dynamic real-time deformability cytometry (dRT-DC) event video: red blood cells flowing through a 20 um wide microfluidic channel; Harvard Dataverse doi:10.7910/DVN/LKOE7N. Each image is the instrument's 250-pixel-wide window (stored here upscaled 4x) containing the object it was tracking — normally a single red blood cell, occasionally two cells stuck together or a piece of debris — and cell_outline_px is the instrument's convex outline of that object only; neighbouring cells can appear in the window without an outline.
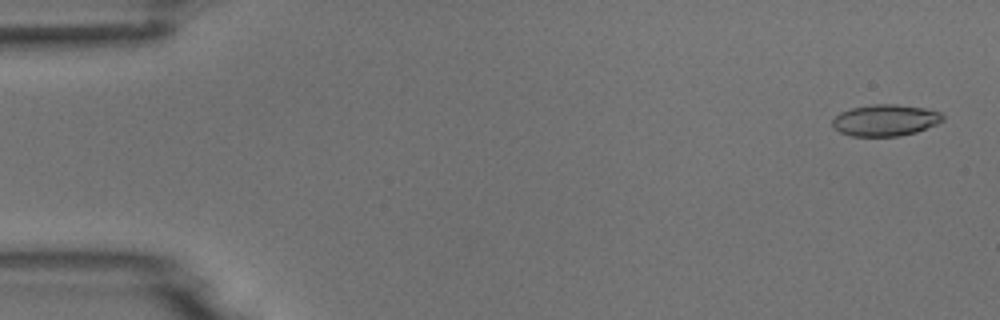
{"species": "common noctule bat (a hibernating species)", "species_latin": "Nyctalus noctula", "temperature_condition": "room temperature", "stored_images_in_passage": 6, "camera_frame_rate_fps": 3000, "um_per_image_px": 0.085, "animal": {"sex": "male", "body_mass_g": 18.8}, "frame": {"image": 1, "passage_image": 1, "time_ms": 0.0, "image_size_px": [1000, 320], "cell_outline_px": [[944, 120], [936, 124], [916, 132], [900, 136], [852, 136], [840, 132], [832, 128], [832, 120], [840, 112], [852, 108], [872, 104], [896, 104], [924, 108], [940, 112], [944, 116]], "centroid_in_image_um": [75.24, 10.22], "position_along_channel_um": 9.8, "area_um2": 20.29}}